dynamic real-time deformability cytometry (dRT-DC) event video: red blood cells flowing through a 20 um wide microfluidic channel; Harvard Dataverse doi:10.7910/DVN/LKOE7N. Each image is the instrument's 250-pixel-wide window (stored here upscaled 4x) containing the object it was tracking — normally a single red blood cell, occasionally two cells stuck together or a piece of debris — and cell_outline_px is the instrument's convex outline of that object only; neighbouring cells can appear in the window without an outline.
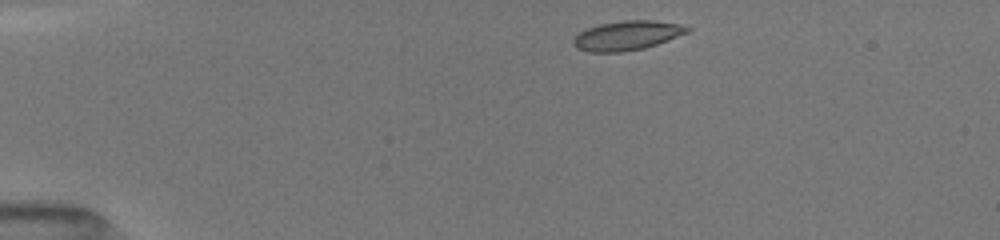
{"species": "common noctule bat (a hibernating species)", "species_latin": "Nyctalus noctula", "temperature_condition": "room temperature", "stored_images_in_passage": 42, "camera_frame_rate_fps": 3000, "um_per_image_px": 0.085, "animal": {"sex": "female", "body_mass_g": 19.5, "forearm_length_mm": 54.1}, "frame": {"image": 1, "passage_image": 1, "time_ms": 0.0, "image_size_px": [1000, 240], "cell_outline_px": [[692, 28], [688, 32], [668, 40], [644, 48], [624, 52], [588, 52], [576, 48], [572, 44], [572, 40], [580, 32], [588, 28], [600, 24], [620, 20], [652, 20], [680, 24]], "centroid_in_image_um": [53.28, 3.02], "position_along_channel_um": 31.7, "area_um2": 19.54}}
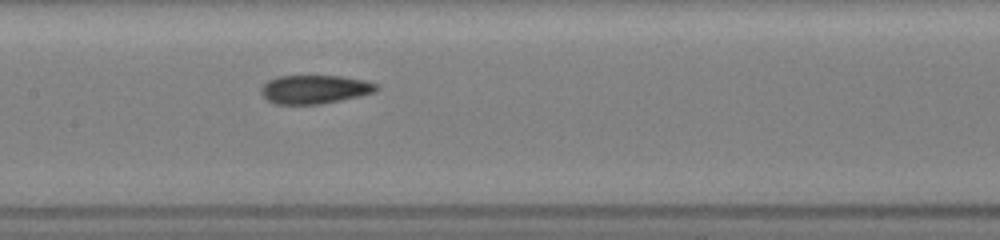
{"frame": {"image": 2, "passage_image": 17, "time_ms": 5.333, "image_size_px": [1000, 240], "cell_outline_px": [[380, 88], [376, 92], [360, 96], [320, 104], [276, 104], [268, 100], [260, 92], [260, 88], [268, 80], [276, 76], [340, 76], [364, 80], [376, 84]], "centroid_in_image_um": [26.75, 7.59], "position_along_channel_um": 180.7, "area_um2": 19.25}}
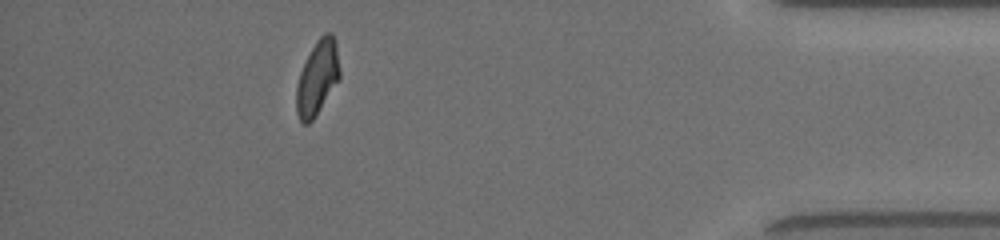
{"frame": {"image": 3, "passage_image": 37, "time_ms": 12.0, "image_size_px": [1000, 240], "cell_outline_px": [[340, 76], [312, 120], [308, 124], [304, 124], [300, 120], [296, 112], [296, 88], [300, 72], [316, 40], [324, 32], [332, 32], [336, 44], [340, 68]], "centroid_in_image_um": [26.97, 6.57], "position_along_channel_um": 408.2, "area_um2": 18.38}, "authors_computed_cell_mechanics": {"area_um2": 19.4497, "velocity_mm_per_s": 4.0616, "shape_relaxation_time_tau1_ms": 7.9823, "shape_relaxation_time_tau2_ms": 1.5618, "deformation_change_tau1": 0.1896, "deformation_change_tau2": 0.0666}}